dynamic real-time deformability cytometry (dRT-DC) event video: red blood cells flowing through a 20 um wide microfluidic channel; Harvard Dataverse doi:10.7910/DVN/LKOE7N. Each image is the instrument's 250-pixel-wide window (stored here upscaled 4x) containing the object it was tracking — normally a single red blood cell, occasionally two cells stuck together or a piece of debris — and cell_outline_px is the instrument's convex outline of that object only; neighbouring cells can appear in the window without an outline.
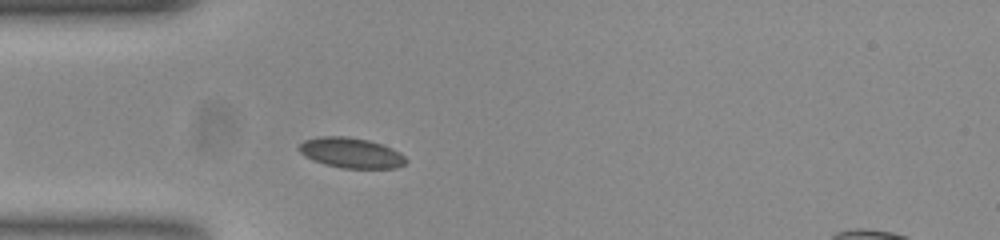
{"species": "common noctule bat (a hibernating species)", "species_latin": "Nyctalus noctula", "temperature_condition": "room temperature", "stored_images_in_passage": 28, "camera_frame_rate_fps": 3000, "um_per_image_px": 0.085, "animal": {"sex": "female", "body_mass_g": 23.0, "forearm_length_mm": 53.4}, "frame": {"image": 1, "passage_image": 2, "time_ms": 0.333, "image_size_px": [1000, 240], "cell_outline_px": [[408, 160], [404, 164], [396, 168], [340, 168], [324, 164], [312, 160], [304, 156], [296, 148], [304, 140], [320, 136], [348, 136], [368, 140], [392, 148], [400, 152]], "centroid_in_image_um": [29.81, 12.99], "position_along_channel_um": 55.2, "area_um2": 19.02}}
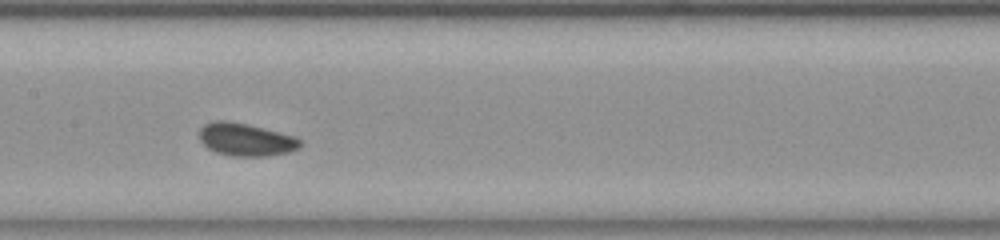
{"frame": {"image": 2, "passage_image": 13, "time_ms": 4.0, "image_size_px": [1000, 240], "cell_outline_px": [[304, 144], [288, 152], [268, 156], [232, 156], [216, 152], [208, 148], [200, 140], [200, 128], [204, 124], [216, 120], [228, 120], [248, 124], [296, 136]], "centroid_in_image_um": [20.9, 11.85], "position_along_channel_um": 186.5, "area_um2": 19.31}}
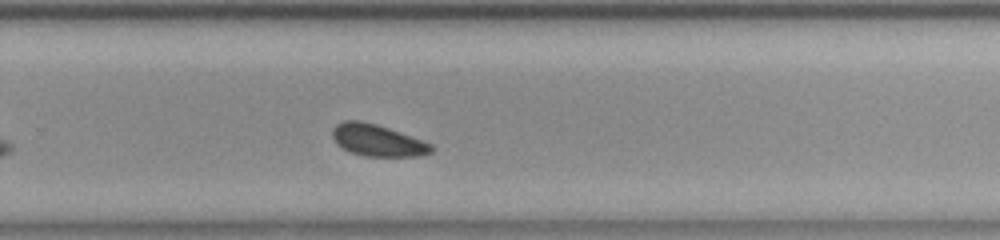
{"frame": {"image": 3, "passage_image": 22, "time_ms": 7.0, "image_size_px": [1000, 240], "cell_outline_px": [[436, 148], [432, 152], [420, 156], [364, 156], [352, 152], [336, 144], [332, 136], [332, 128], [336, 124], [344, 120], [360, 120], [376, 124], [388, 128], [432, 144]], "centroid_in_image_um": [32.08, 11.92], "position_along_channel_um": 297.7, "area_um2": 18.26}, "authors_computed_cell_mechanics": {"area_um2": 18.7272, "velocity_mm_per_s": 3.7119, "shape_relaxation_time_tau1_ms": 8.5772, "shape_relaxation_time_tau2_ms": null, "deformation_change_tau1": 0.1402, "deformation_change_tau2": null}}